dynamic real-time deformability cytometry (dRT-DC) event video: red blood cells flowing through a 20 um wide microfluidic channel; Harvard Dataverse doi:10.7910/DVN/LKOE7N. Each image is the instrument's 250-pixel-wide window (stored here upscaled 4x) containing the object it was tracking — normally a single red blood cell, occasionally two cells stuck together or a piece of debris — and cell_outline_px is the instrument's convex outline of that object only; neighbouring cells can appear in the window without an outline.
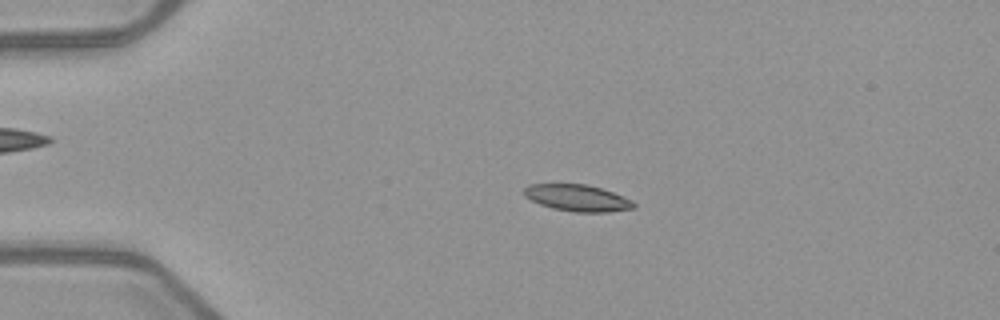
{"species": "common noctule bat (a hibernating species)", "species_latin": "Nyctalus noctula", "temperature_condition": "warm", "stored_images_in_passage": 53, "camera_frame_rate_fps": 3000, "um_per_image_px": 0.085, "animal": {"sex": "female", "body_mass_g": 21.9}, "frame": {"image": 1, "passage_image": 12, "time_ms": 3.667, "image_size_px": [1000, 320], "cell_outline_px": [[636, 208], [608, 212], [572, 212], [552, 208], [540, 204], [524, 196], [520, 192], [528, 184], [588, 184], [612, 192], [632, 200], [636, 204]], "centroid_in_image_um": [49.05, 16.82], "position_along_channel_um": 35.9, "area_um2": 17.17}}
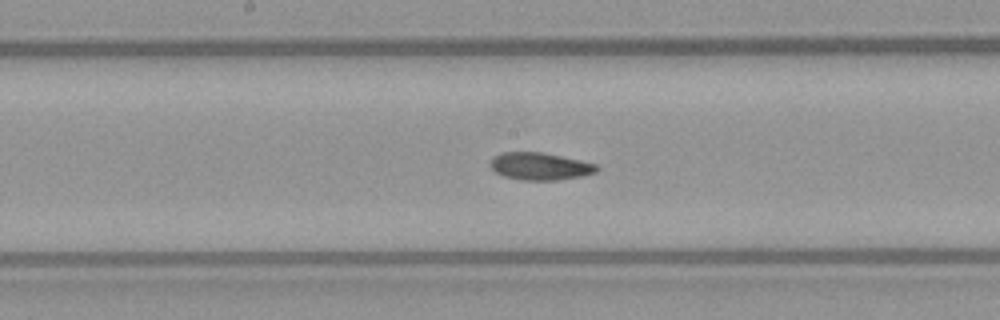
{"frame": {"image": 2, "passage_image": 28, "time_ms": 9.0, "image_size_px": [1000, 320], "cell_outline_px": [[600, 168], [596, 172], [584, 176], [556, 180], [520, 180], [504, 176], [496, 172], [492, 168], [492, 156], [500, 152], [540, 152], [580, 160], [596, 164]], "centroid_in_image_um": [45.92, 14.14], "position_along_channel_um": 202.3, "area_um2": 16.94}}
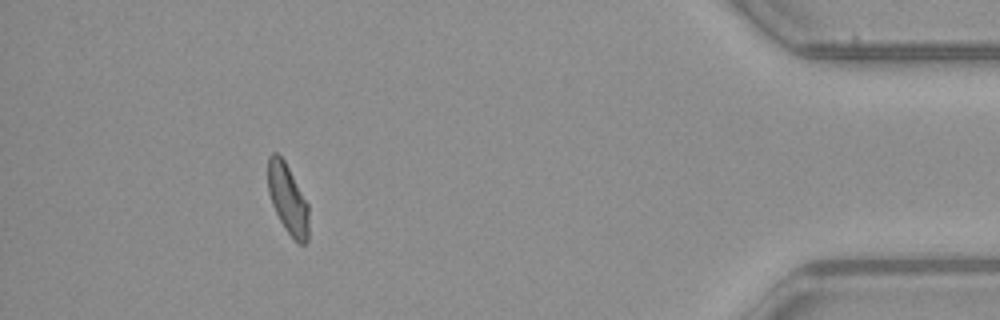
{"frame": {"image": 3, "passage_image": 48, "time_ms": 15.667, "image_size_px": [1000, 320], "cell_outline_px": [[308, 240], [304, 244], [296, 244], [284, 228], [272, 204], [268, 192], [268, 156], [272, 152], [276, 152], [284, 160], [308, 204]], "centroid_in_image_um": [24.45, 16.95], "position_along_channel_um": 410.7, "area_um2": 16.59}, "authors_computed_cell_mechanics": {"area_um2": 17.1088, "velocity_mm_per_s": 3.9653, "shape_relaxation_time_tau1_ms": null, "shape_relaxation_time_tau2_ms": 3.8812, "deformation_change_tau1": null, "deformation_change_tau2": 0.1042}}